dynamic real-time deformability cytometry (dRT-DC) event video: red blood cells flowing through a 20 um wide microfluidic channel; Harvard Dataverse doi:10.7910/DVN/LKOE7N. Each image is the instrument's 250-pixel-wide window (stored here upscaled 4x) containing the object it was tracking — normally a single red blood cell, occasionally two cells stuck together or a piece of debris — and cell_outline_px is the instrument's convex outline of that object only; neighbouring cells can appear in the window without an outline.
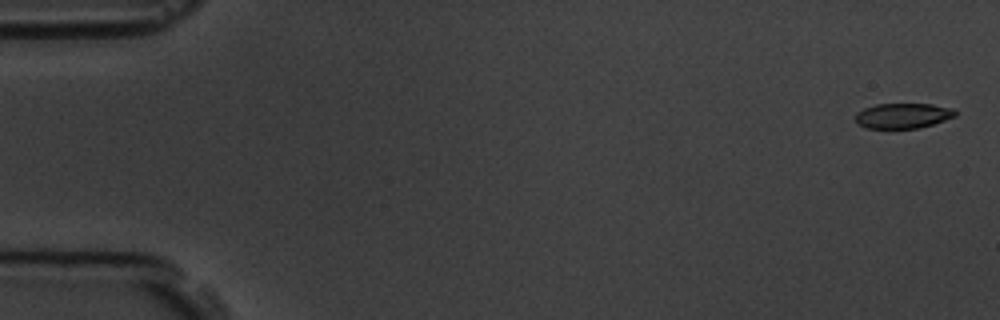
{"species": "common noctule bat (a hibernating species)", "species_latin": "Nyctalus noctula", "temperature_condition": "room temperature", "stored_images_in_passage": 9, "camera_frame_rate_fps": 3000, "um_per_image_px": 0.085, "animal": {"sex": "male", "body_mass_g": 19.5, "forearm_length_mm": 54.6}, "frame": {"image": 1, "passage_image": 1, "time_ms": 0.0, "image_size_px": [1000, 320], "cell_outline_px": [[956, 116], [932, 124], [916, 128], [864, 128], [856, 120], [856, 112], [864, 108], [876, 104], [932, 104], [952, 108], [956, 112]], "centroid_in_image_um": [76.74, 9.83], "position_along_channel_um": 8.3, "area_um2": 14.51}}
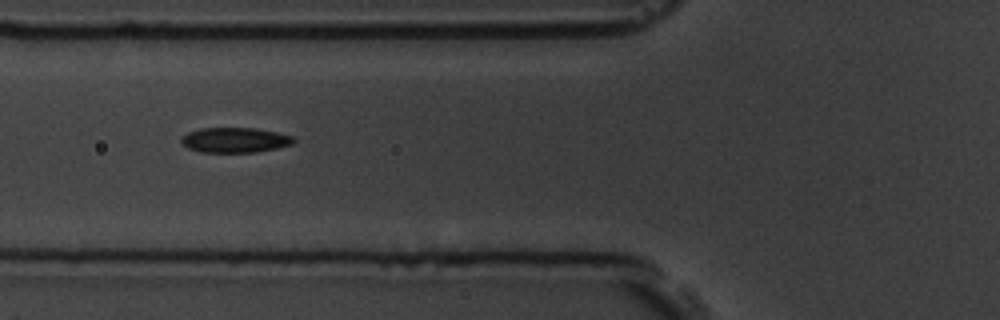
{"frame": {"image": 2, "passage_image": 7, "time_ms": 6.667, "image_size_px": [1000, 320], "cell_outline_px": [[296, 140], [292, 144], [276, 148], [256, 152], [200, 152], [188, 148], [180, 140], [188, 132], [200, 128], [256, 128], [276, 132], [292, 136]], "centroid_in_image_um": [19.97, 11.9], "position_along_channel_um": 105.8, "area_um2": 16.3}}
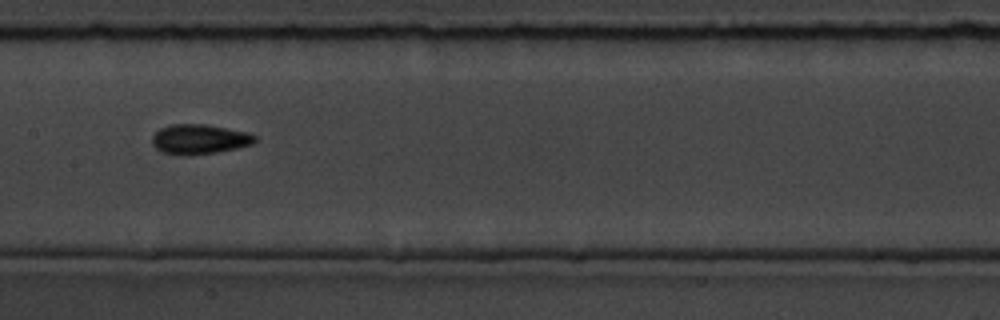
{"frame": {"image": 3, "passage_image": 9, "time_ms": 9.0, "image_size_px": [1000, 320], "cell_outline_px": [[260, 140], [256, 144], [216, 152], [188, 156], [180, 156], [160, 152], [152, 144], [152, 136], [160, 128], [172, 124], [204, 124], [248, 132], [256, 136]], "centroid_in_image_um": [16.97, 11.85], "position_along_channel_um": 190.4, "area_um2": 18.21}}